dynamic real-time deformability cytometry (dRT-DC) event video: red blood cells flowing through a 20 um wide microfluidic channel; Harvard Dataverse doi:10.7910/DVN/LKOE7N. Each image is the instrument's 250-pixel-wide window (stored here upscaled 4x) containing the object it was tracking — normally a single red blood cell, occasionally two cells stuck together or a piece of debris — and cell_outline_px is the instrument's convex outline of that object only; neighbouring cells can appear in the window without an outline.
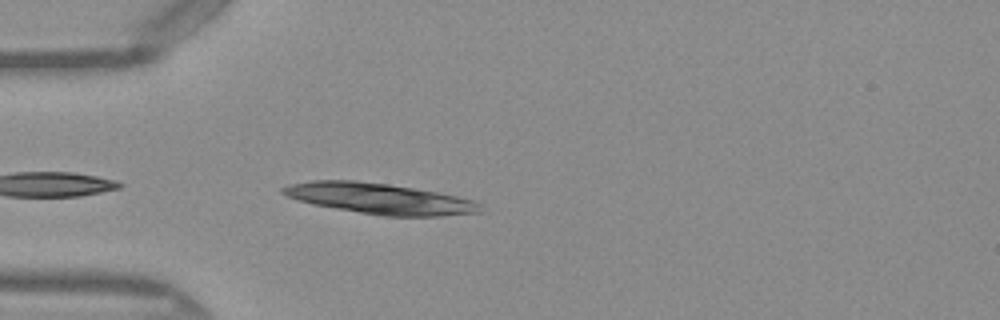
{"species": "Egyptian fruit bat (a non-hibernating species)", "species_latin": "Rousettus aegyptiacus", "temperature_condition": "warm", "stored_images_in_passage": 35, "camera_frame_rate_fps": 3000, "um_per_image_px": 0.085, "frame": {"image": 1, "passage_image": 2, "time_ms": 0.333, "image_size_px": [1000, 320], "cell_outline_px": [[484, 212], [440, 216], [384, 216], [312, 204], [296, 200], [280, 192], [280, 188], [288, 184], [312, 180], [356, 180], [388, 184], [436, 192], [456, 196], [472, 200], [480, 204]], "centroid_in_image_um": [32.24, 16.88], "position_along_channel_um": 52.8, "area_um2": 35.26}}